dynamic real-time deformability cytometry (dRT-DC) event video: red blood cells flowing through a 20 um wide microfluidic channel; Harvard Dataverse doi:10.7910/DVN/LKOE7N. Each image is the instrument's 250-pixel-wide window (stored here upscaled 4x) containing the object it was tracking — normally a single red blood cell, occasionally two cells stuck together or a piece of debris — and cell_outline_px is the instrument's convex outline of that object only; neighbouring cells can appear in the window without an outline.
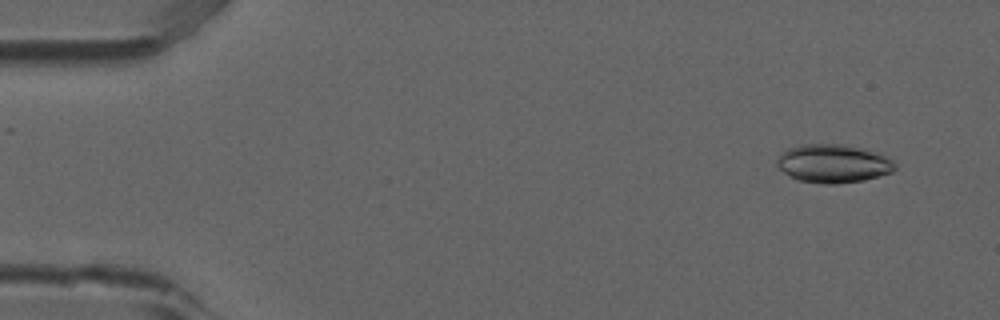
{"species": "common noctule bat (a hibernating species)", "species_latin": "Nyctalus noctula", "temperature_condition": "room temperature", "stored_images_in_passage": 5, "camera_frame_rate_fps": 3000, "um_per_image_px": 0.085, "animal": {"sex": "male", "forearm_length_mm": 52.5}, "frame": {"image": 1, "passage_image": 1, "time_ms": 0.0, "image_size_px": [1000, 320], "cell_outline_px": [[896, 168], [892, 172], [864, 180], [836, 184], [828, 184], [796, 180], [784, 172], [776, 164], [776, 160], [788, 148], [800, 144], [844, 144], [864, 148], [880, 152], [888, 156], [896, 164]], "centroid_in_image_um": [70.87, 13.89], "position_along_channel_um": 14.1, "area_um2": 26.65}}
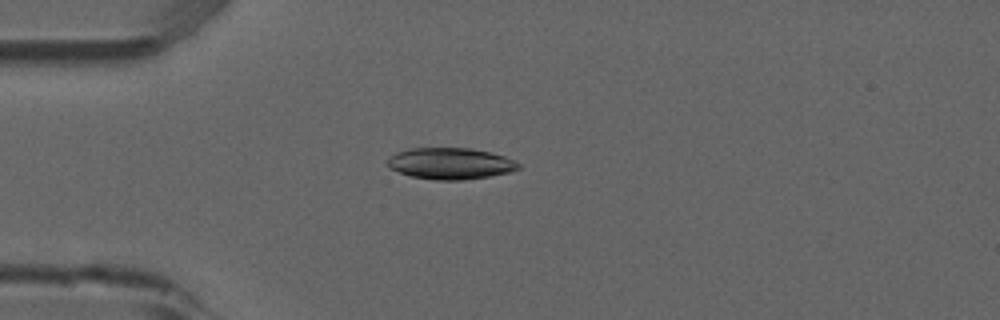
{"frame": {"image": 2, "passage_image": 4, "time_ms": 1.0, "image_size_px": [1000, 320], "cell_outline_px": [[520, 168], [508, 172], [488, 176], [464, 180], [436, 180], [412, 176], [388, 168], [388, 160], [396, 152], [408, 148], [472, 148], [504, 156], [520, 164]], "centroid_in_image_um": [38.27, 13.89], "position_along_channel_um": 46.7, "area_um2": 23.76}}